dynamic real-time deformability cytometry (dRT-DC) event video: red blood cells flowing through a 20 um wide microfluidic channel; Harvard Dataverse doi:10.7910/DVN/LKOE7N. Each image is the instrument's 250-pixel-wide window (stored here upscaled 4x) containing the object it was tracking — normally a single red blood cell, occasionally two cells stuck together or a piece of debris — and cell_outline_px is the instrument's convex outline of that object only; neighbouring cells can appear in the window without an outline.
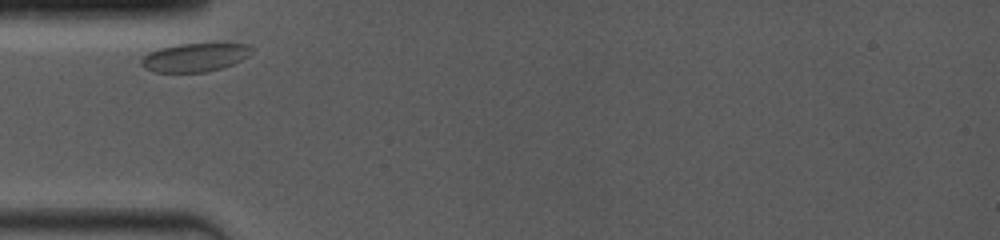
{"species": "common noctule bat (a hibernating species)", "species_latin": "Nyctalus noctula", "temperature_condition": "room temperature", "stored_images_in_passage": 11, "camera_frame_rate_fps": 4000, "um_per_image_px": 0.085, "animal": {"sex": "female", "body_mass_g": 19.0, "forearm_length_mm": 53.3}, "frame": {"image": 1, "passage_image": 1, "time_ms": 0.0, "image_size_px": [1000, 240], "cell_outline_px": [[252, 52], [248, 56], [232, 64], [220, 68], [204, 72], [156, 72], [144, 68], [140, 64], [140, 60], [148, 52], [160, 48], [176, 44], [248, 44], [252, 48]], "centroid_in_image_um": [16.52, 4.88], "position_along_channel_um": 68.5, "area_um2": 18.15}}
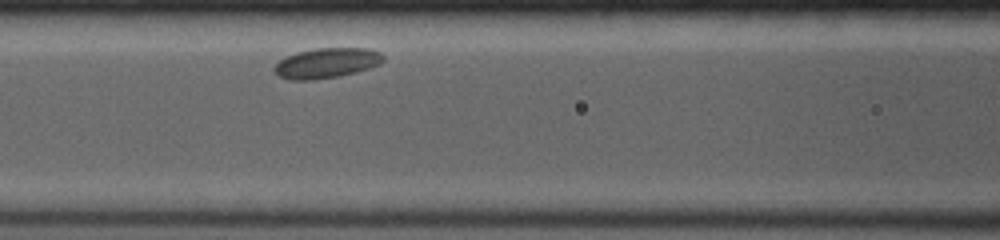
{"frame": {"image": 2, "passage_image": 7, "time_ms": 2.0, "image_size_px": [1000, 240], "cell_outline_px": [[384, 60], [380, 64], [356, 72], [340, 76], [312, 80], [288, 80], [280, 76], [272, 68], [280, 60], [296, 52], [316, 48], [368, 48], [380, 52], [384, 56]], "centroid_in_image_um": [27.77, 5.36], "position_along_channel_um": 138.8, "area_um2": 19.13}}
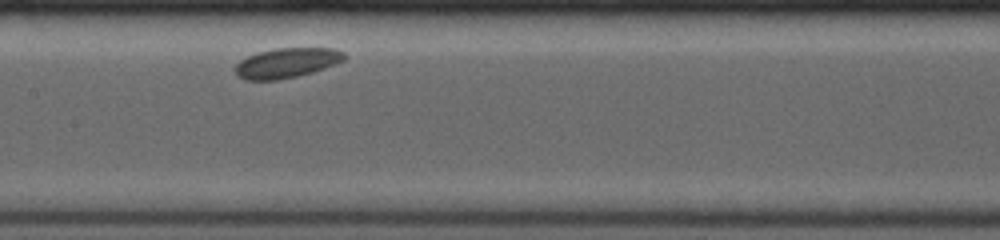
{"frame": {"image": 3, "passage_image": 10, "time_ms": 3.25, "image_size_px": [1000, 240], "cell_outline_px": [[344, 60], [324, 68], [312, 72], [296, 76], [276, 80], [244, 80], [236, 76], [232, 68], [240, 60], [248, 56], [260, 52], [276, 48], [336, 48], [344, 52]], "centroid_in_image_um": [24.31, 5.35], "position_along_channel_um": 183.1, "area_um2": 19.02}}